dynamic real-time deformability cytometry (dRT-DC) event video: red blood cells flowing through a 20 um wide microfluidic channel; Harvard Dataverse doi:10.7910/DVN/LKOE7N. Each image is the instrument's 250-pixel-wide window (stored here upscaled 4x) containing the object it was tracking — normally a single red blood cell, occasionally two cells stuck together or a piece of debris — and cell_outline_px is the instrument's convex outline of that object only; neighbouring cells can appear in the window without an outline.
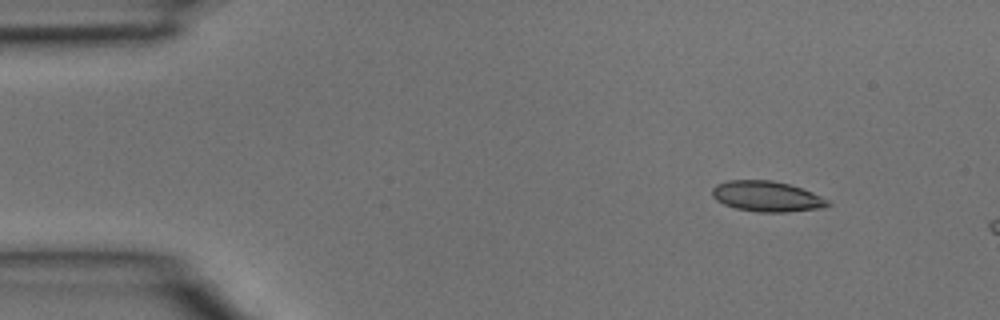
{"species": "common noctule bat (a hibernating species)", "species_latin": "Nyctalus noctula", "temperature_condition": "room temperature", "stored_images_in_passage": 3, "camera_frame_rate_fps": 3000, "um_per_image_px": 0.085, "animal": {"sex": "male", "body_mass_g": 15.6}, "frame": {"image": 1, "passage_image": 2, "time_ms": 0.333, "image_size_px": [1000, 320], "cell_outline_px": [[832, 204], [824, 208], [784, 212], [756, 212], [736, 208], [724, 204], [716, 200], [712, 196], [712, 188], [716, 184], [728, 180], [772, 180], [788, 184], [812, 192], [828, 200]], "centroid_in_image_um": [65.17, 16.69], "position_along_channel_um": 19.8, "area_um2": 20.58}}